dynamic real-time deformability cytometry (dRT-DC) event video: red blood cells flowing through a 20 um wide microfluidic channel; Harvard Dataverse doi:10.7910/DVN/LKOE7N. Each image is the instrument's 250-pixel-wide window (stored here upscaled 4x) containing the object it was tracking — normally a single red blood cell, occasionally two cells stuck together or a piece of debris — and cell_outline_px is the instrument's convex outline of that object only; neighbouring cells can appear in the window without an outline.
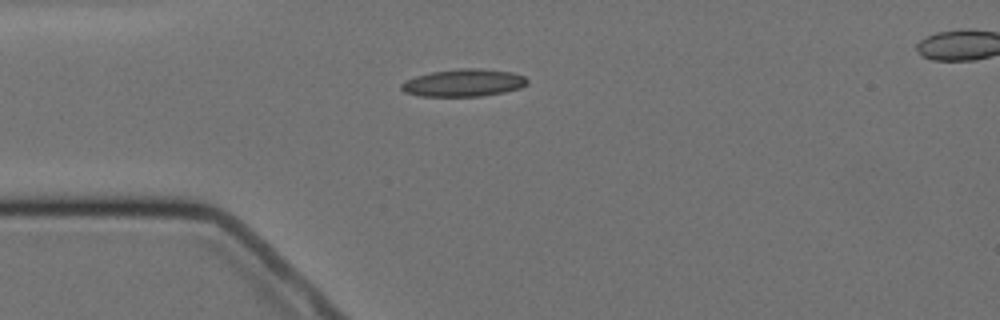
{"species": "Egyptian fruit bat (a non-hibernating species)", "species_latin": "Rousettus aegyptiacus", "temperature_condition": "cold", "stored_images_in_passage": 4, "camera_frame_rate_fps": 3000, "um_per_image_px": 0.085, "animal": {"sex": "female"}, "frame": {"image": 1, "passage_image": 1, "time_ms": 0.0, "image_size_px": [1000, 320], "cell_outline_px": [[528, 84], [520, 88], [504, 92], [480, 96], [420, 96], [404, 92], [400, 88], [400, 84], [416, 76], [432, 72], [460, 68], [480, 68], [512, 72], [524, 76], [528, 80]], "centroid_in_image_um": [39.42, 7.04], "position_along_channel_um": 45.6, "area_um2": 20.11}}
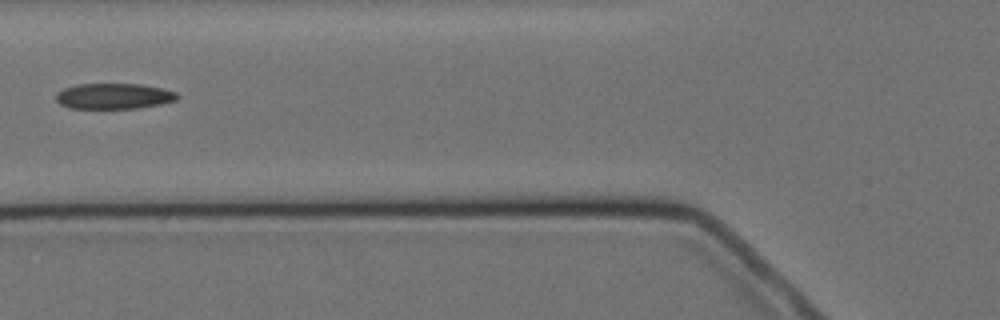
{"frame": {"image": 2, "passage_image": 3, "time_ms": 2.333, "image_size_px": [1000, 320], "cell_outline_px": [[180, 96], [176, 100], [160, 104], [136, 108], [68, 108], [60, 104], [56, 100], [56, 92], [64, 88], [76, 84], [136, 84], [160, 88], [176, 92]], "centroid_in_image_um": [9.64, 8.17], "position_along_channel_um": 116.2, "area_um2": 18.03}}
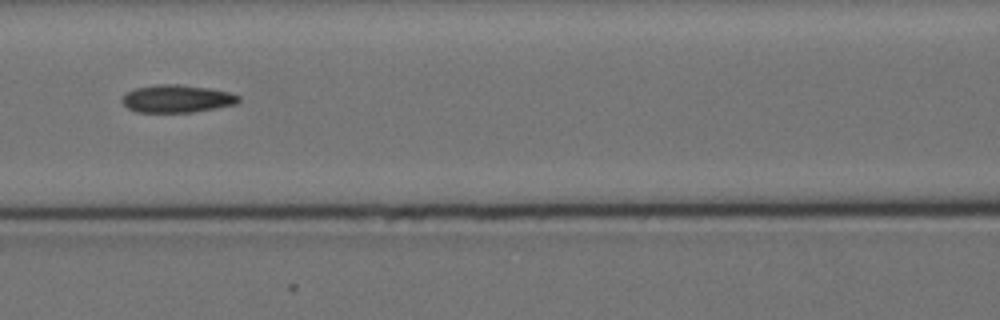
{"frame": {"image": 3, "passage_image": 4, "time_ms": 3.333, "image_size_px": [1000, 320], "cell_outline_px": [[240, 100], [236, 104], [216, 108], [192, 112], [136, 112], [128, 108], [120, 100], [128, 92], [136, 88], [156, 84], [180, 84], [208, 88], [228, 92], [240, 96]], "centroid_in_image_um": [15.04, 8.39], "position_along_channel_um": 151.6, "area_um2": 18.73}}